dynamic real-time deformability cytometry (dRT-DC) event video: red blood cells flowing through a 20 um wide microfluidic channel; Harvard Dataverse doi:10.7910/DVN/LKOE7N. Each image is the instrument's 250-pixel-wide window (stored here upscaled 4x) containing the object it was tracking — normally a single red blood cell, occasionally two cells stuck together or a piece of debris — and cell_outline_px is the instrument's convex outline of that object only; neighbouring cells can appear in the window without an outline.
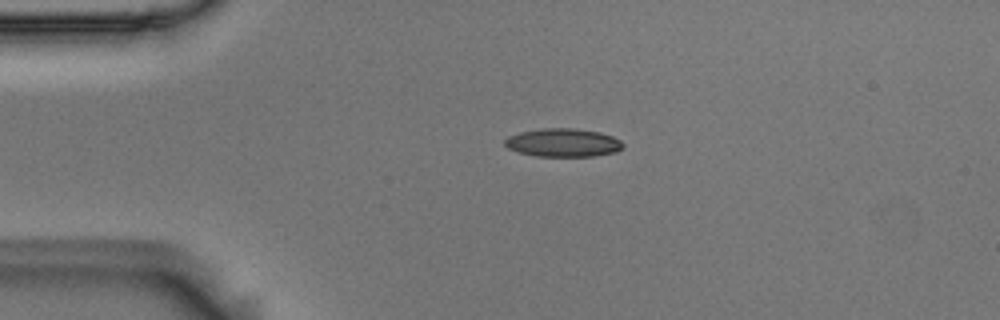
{"species": "Egyptian fruit bat (a non-hibernating species)", "species_latin": "Rousettus aegyptiacus", "temperature_condition": "room temperature", "stored_images_in_passage": 3, "camera_frame_rate_fps": 3000, "um_per_image_px": 0.085, "animal": {"sex": "male"}, "frame": {"image": 1, "passage_image": 2, "time_ms": 0.333, "image_size_px": [1000, 320], "cell_outline_px": [[624, 148], [616, 152], [592, 156], [536, 156], [516, 152], [508, 148], [504, 144], [504, 140], [508, 136], [520, 132], [540, 128], [572, 128], [600, 132], [612, 136], [620, 140], [624, 144]], "centroid_in_image_um": [47.85, 12.12], "position_along_channel_um": 37.1, "area_um2": 19.65}}